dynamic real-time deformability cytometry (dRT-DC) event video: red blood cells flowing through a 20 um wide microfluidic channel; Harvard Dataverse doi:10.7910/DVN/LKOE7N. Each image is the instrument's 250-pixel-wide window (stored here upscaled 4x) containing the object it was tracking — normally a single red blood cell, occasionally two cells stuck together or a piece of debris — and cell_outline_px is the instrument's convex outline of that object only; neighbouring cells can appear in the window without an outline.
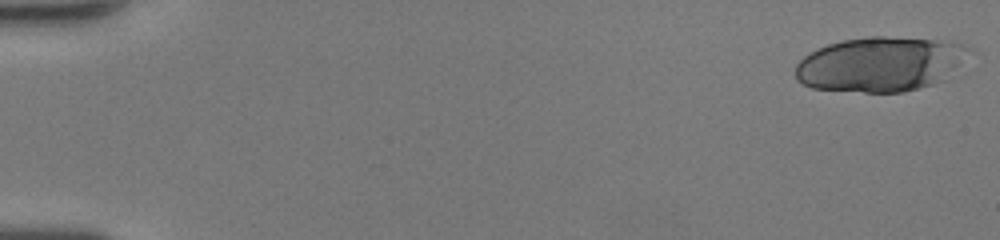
{"species": "human", "species_latin": "Homo sapiens", "temperature_condition": "room temperature", "stored_images_in_passage": 39, "camera_frame_rate_fps": 3000, "um_per_image_px": 0.085, "donor": {"sex": "female"}, "frame": {"image": 1, "passage_image": 1, "time_ms": 0.0, "image_size_px": [1000, 240], "cell_outline_px": [[968, 48], [944, 80], [932, 84], [904, 92], [864, 92], [812, 88], [796, 80], [796, 64], [804, 56], [816, 48], [828, 44], [844, 40], [868, 36], [884, 36], [936, 40], [960, 44]], "centroid_in_image_um": [74.7, 5.46], "position_along_channel_um": 10.3, "area_um2": 54.33}}
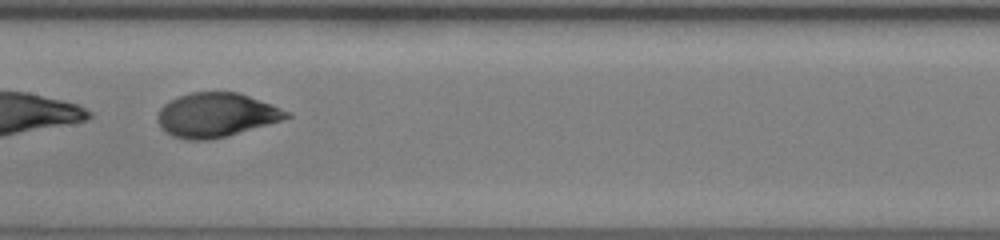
{"frame": {"image": 2, "passage_image": 27, "time_ms": 8.667, "image_size_px": [1000, 240], "cell_outline_px": [[292, 116], [280, 120], [224, 136], [208, 140], [188, 140], [172, 136], [160, 128], [156, 116], [160, 108], [164, 104], [180, 96], [192, 92], [240, 92], [272, 104], [292, 112]], "centroid_in_image_um": [18.35, 9.76], "position_along_channel_um": 189.0, "area_um2": 32.95}}
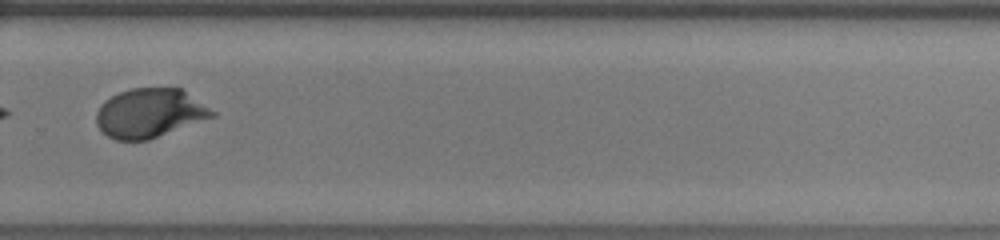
{"frame": {"image": 3, "passage_image": 36, "time_ms": 11.667, "image_size_px": [1000, 240], "cell_outline_px": [[216, 116], [148, 140], [116, 140], [108, 136], [96, 124], [96, 112], [100, 104], [104, 100], [120, 92], [132, 88], [180, 88], [216, 112]], "centroid_in_image_um": [12.71, 9.61], "position_along_channel_um": 317.1, "area_um2": 33.0}}